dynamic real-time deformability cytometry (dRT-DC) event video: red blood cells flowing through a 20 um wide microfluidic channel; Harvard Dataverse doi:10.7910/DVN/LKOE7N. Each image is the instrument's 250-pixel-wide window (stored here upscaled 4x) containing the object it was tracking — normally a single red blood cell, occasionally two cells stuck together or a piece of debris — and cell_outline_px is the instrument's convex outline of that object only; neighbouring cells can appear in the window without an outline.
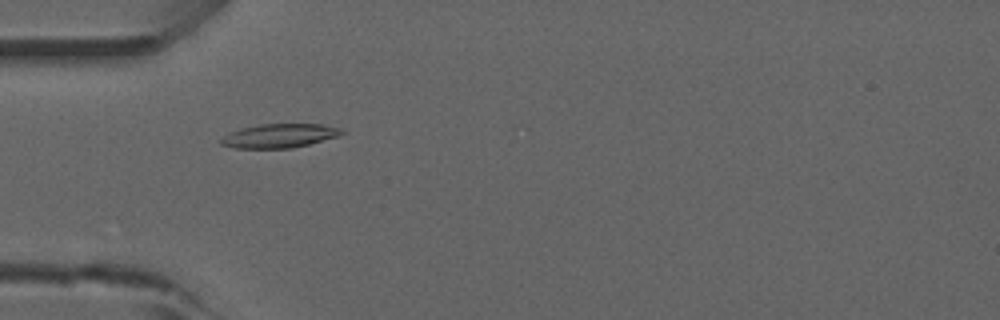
{"species": "common noctule bat (a hibernating species)", "species_latin": "Nyctalus noctula", "temperature_condition": "room temperature", "stored_images_in_passage": 18, "camera_frame_rate_fps": 3000, "um_per_image_px": 0.085, "animal": {"sex": "male", "forearm_length_mm": 52.5}, "frame": {"image": 1, "passage_image": 8, "time_ms": 2.333, "image_size_px": [1000, 320], "cell_outline_px": [[344, 132], [340, 136], [292, 148], [236, 148], [220, 144], [220, 140], [224, 136], [232, 132], [244, 128], [260, 124], [324, 124], [344, 128]], "centroid_in_image_um": [23.83, 11.53], "position_along_channel_um": 61.2, "area_um2": 16.76}}
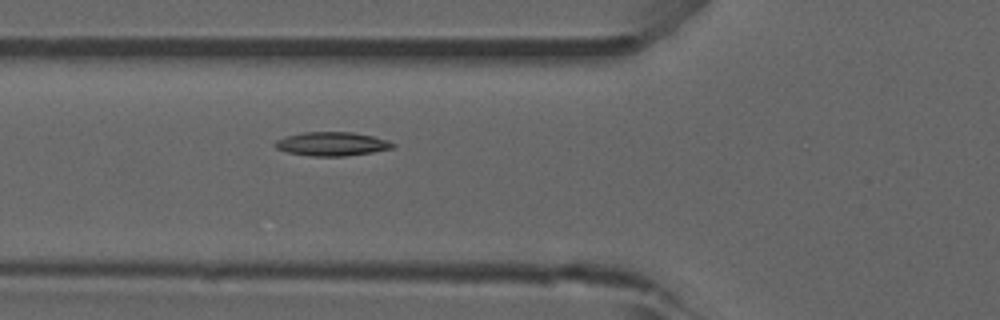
{"frame": {"image": 2, "passage_image": 11, "time_ms": 3.333, "image_size_px": [1000, 320], "cell_outline_px": [[396, 144], [392, 148], [372, 152], [344, 156], [312, 156], [288, 152], [276, 148], [272, 144], [276, 140], [300, 132], [352, 132], [372, 136], [388, 140]], "centroid_in_image_um": [28.2, 12.23], "position_along_channel_um": 97.6, "area_um2": 16.24}}
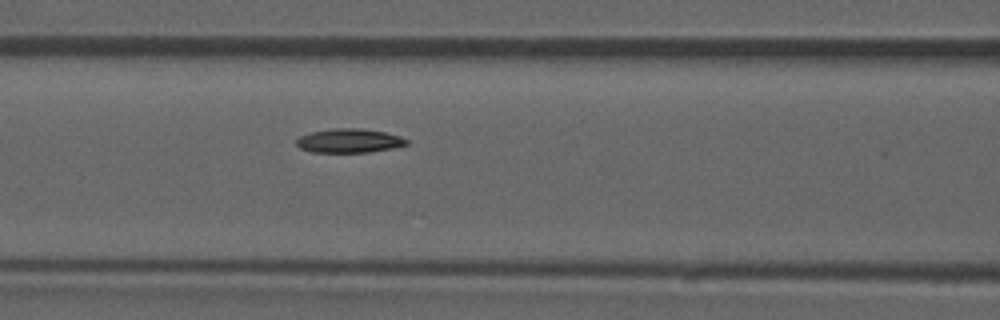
{"frame": {"image": 3, "passage_image": 14, "time_ms": 4.333, "image_size_px": [1000, 320], "cell_outline_px": [[408, 144], [392, 148], [368, 152], [312, 152], [300, 148], [296, 144], [296, 140], [300, 136], [312, 132], [332, 128], [356, 128], [384, 132], [400, 136], [408, 140]], "centroid_in_image_um": [29.67, 11.96], "position_along_channel_um": 136.9, "area_um2": 15.26}}